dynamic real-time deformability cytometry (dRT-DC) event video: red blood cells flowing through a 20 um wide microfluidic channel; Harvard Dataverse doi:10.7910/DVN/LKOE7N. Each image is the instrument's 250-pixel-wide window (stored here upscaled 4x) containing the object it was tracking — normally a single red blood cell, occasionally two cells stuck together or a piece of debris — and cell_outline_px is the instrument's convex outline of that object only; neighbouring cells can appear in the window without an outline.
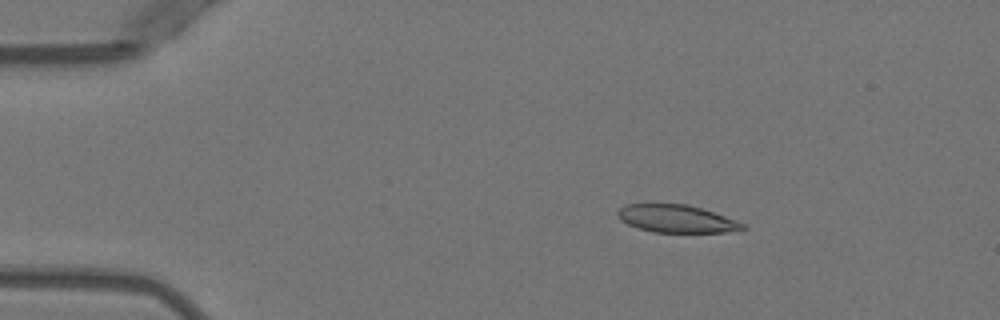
{"species": "Egyptian fruit bat (a non-hibernating species)", "species_latin": "Rousettus aegyptiacus", "temperature_condition": "warm", "stored_images_in_passage": 5, "camera_frame_rate_fps": 3000, "um_per_image_px": 0.085, "animal": {"sex": "female"}, "frame": {"image": 1, "passage_image": 3, "time_ms": 2.333, "image_size_px": [1000, 320], "cell_outline_px": [[748, 228], [724, 232], [652, 232], [628, 224], [620, 220], [616, 216], [616, 212], [620, 208], [628, 204], [688, 204], [736, 220], [744, 224]], "centroid_in_image_um": [57.47, 18.59], "position_along_channel_um": 27.5, "area_um2": 19.94}}
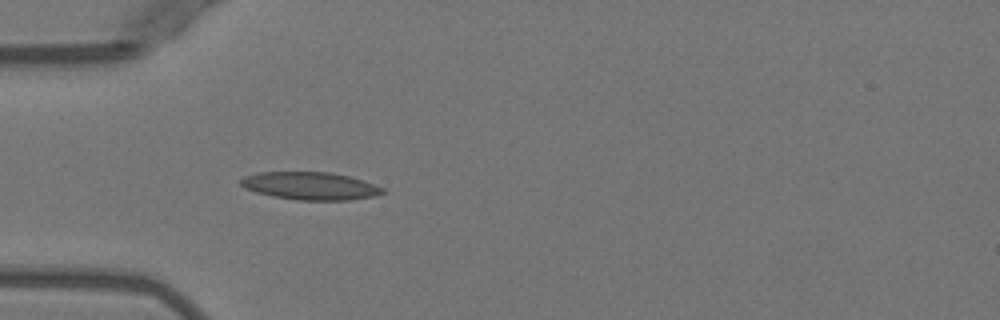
{"frame": {"image": 2, "passage_image": 5, "time_ms": 4.667, "image_size_px": [1000, 320], "cell_outline_px": [[388, 192], [376, 196], [348, 200], [296, 200], [272, 196], [256, 192], [244, 188], [240, 184], [240, 180], [244, 176], [260, 172], [332, 172], [364, 180], [384, 188]], "centroid_in_image_um": [26.41, 15.8], "position_along_channel_um": 58.6, "area_um2": 23.12}}